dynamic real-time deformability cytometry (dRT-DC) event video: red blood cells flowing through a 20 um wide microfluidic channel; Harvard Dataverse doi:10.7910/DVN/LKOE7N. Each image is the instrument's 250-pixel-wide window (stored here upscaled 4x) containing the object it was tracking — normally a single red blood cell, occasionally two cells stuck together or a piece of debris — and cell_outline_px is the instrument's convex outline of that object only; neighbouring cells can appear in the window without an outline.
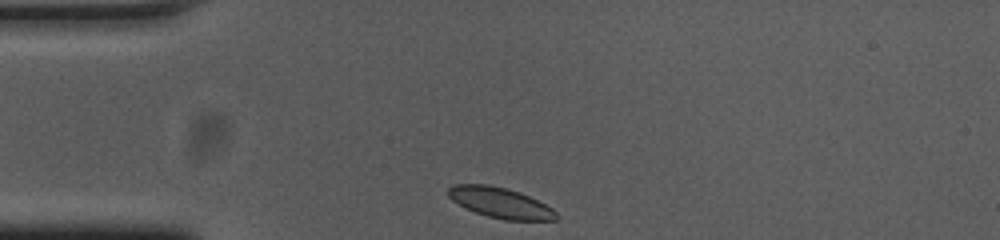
{"species": "common noctule bat (a hibernating species)", "species_latin": "Nyctalus noctula", "temperature_condition": "cold", "stored_images_in_passage": 32, "camera_frame_rate_fps": 3000, "um_per_image_px": 0.085, "animal": {"sex": "female", "body_mass_g": 23.0, "forearm_length_mm": 53.4}, "frame": {"image": 1, "passage_image": 1, "time_ms": 0.0, "image_size_px": [1000, 240], "cell_outline_px": [[556, 220], [504, 220], [488, 216], [464, 208], [452, 200], [448, 196], [448, 188], [456, 184], [488, 184], [520, 192], [552, 208], [556, 212]], "centroid_in_image_um": [42.49, 17.23], "position_along_channel_um": 42.5, "area_um2": 18.96}}
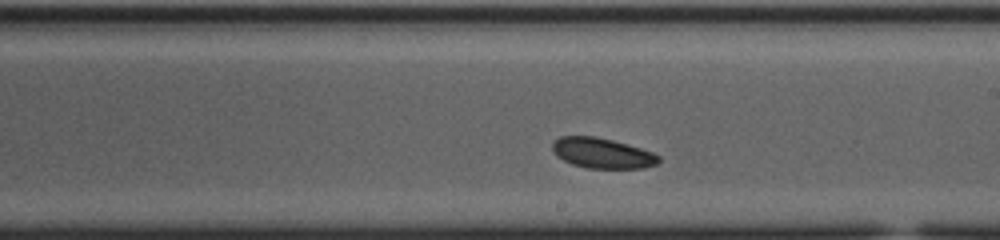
{"frame": {"image": 2, "passage_image": 19, "time_ms": 6.0, "image_size_px": [1000, 240], "cell_outline_px": [[660, 160], [656, 164], [644, 168], [588, 168], [572, 164], [556, 156], [552, 148], [552, 144], [560, 136], [596, 136], [612, 140], [640, 148], [652, 152], [660, 156]], "centroid_in_image_um": [51.18, 13.02], "position_along_channel_um": 237.8, "area_um2": 18.67}}
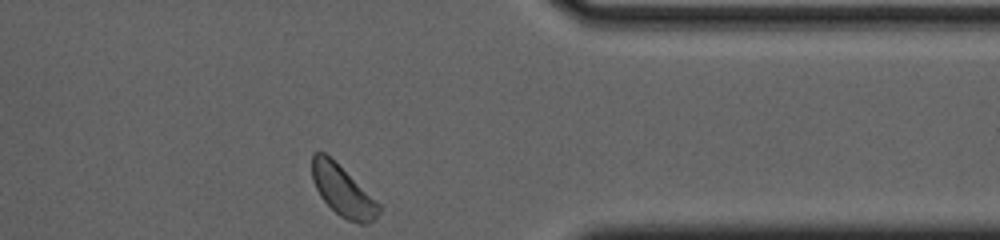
{"frame": {"image": 3, "passage_image": 32, "time_ms": 10.333, "image_size_px": [1000, 240], "cell_outline_px": [[380, 212], [372, 220], [364, 224], [360, 224], [348, 220], [340, 216], [320, 196], [312, 180], [312, 152], [324, 152], [380, 204]], "centroid_in_image_um": [29.1, 16.23], "position_along_channel_um": 382.3, "area_um2": 19.07}, "authors_computed_cell_mechanics": {"area_um2": 19.2474, "velocity_mm_per_s": 3.6435, "shape_relaxation_time_tau1_ms": 4.1729, "shape_relaxation_time_tau2_ms": null, "deformation_change_tau1": 0.087, "deformation_change_tau2": null}}